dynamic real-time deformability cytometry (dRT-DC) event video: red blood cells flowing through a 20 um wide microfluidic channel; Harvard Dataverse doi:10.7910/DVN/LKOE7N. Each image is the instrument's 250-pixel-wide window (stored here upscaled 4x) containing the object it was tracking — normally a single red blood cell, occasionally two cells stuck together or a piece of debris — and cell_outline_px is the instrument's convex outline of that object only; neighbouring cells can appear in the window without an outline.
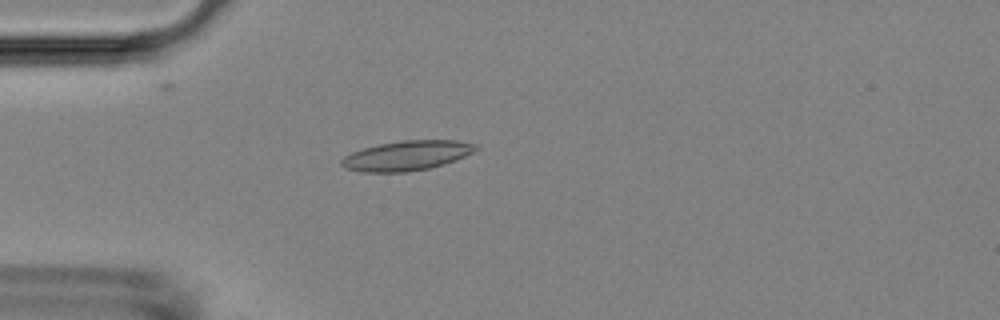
{"species": "Egyptian fruit bat (a non-hibernating species)", "species_latin": "Rousettus aegyptiacus", "temperature_condition": "room temperature", "stored_images_in_passage": 54, "camera_frame_rate_fps": 3000, "um_per_image_px": 0.085, "animal": {"sex": "female"}, "frame": {"image": 1, "passage_image": 15, "time_ms": 4.667, "image_size_px": [1000, 320], "cell_outline_px": [[480, 148], [476, 152], [456, 160], [444, 164], [428, 168], [408, 172], [364, 172], [344, 168], [340, 164], [340, 160], [344, 156], [352, 152], [364, 148], [380, 144], [400, 140], [456, 140], [476, 144]], "centroid_in_image_um": [34.61, 13.22], "position_along_channel_um": 50.4, "area_um2": 23.47}}
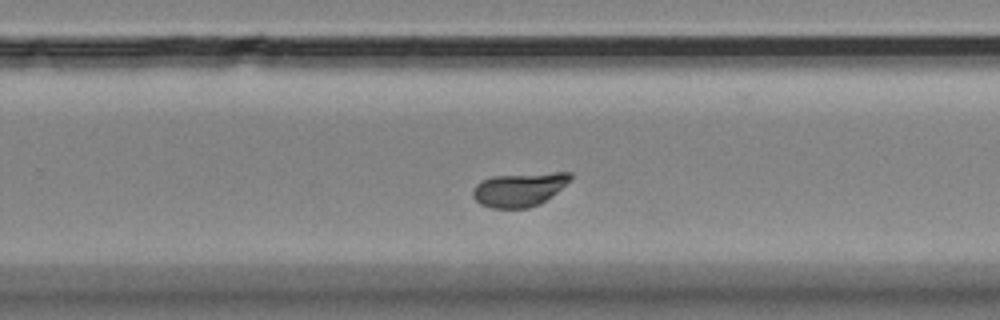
{"frame": {"image": 2, "passage_image": 35, "time_ms": 11.333, "image_size_px": [1000, 320], "cell_outline_px": [[572, 180], [540, 204], [528, 208], [492, 208], [480, 204], [472, 196], [472, 188], [480, 180], [492, 176], [552, 172], [572, 172]], "centroid_in_image_um": [44.13, 16.09], "position_along_channel_um": 285.7, "area_um2": 19.42}}
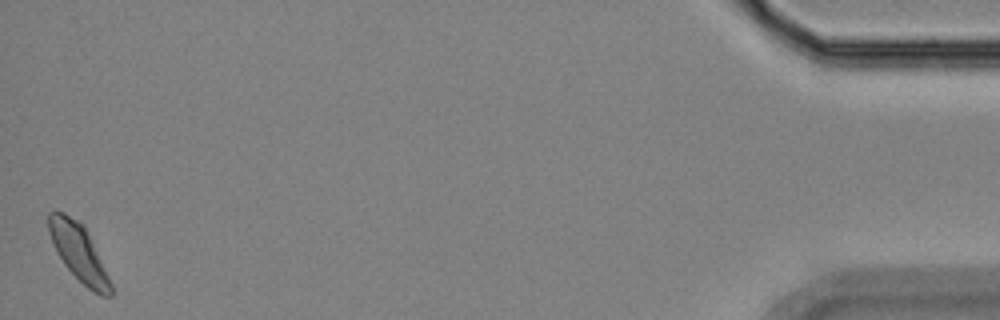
{"frame": {"image": 3, "passage_image": 54, "time_ms": 17.667, "image_size_px": [1000, 320], "cell_outline_px": [[112, 296], [100, 296], [92, 292], [64, 264], [56, 252], [52, 244], [48, 232], [48, 212], [64, 212], [80, 220], [84, 224], [112, 284]], "centroid_in_image_um": [6.68, 21.43], "position_along_channel_um": 428.5, "area_um2": 20.58}}